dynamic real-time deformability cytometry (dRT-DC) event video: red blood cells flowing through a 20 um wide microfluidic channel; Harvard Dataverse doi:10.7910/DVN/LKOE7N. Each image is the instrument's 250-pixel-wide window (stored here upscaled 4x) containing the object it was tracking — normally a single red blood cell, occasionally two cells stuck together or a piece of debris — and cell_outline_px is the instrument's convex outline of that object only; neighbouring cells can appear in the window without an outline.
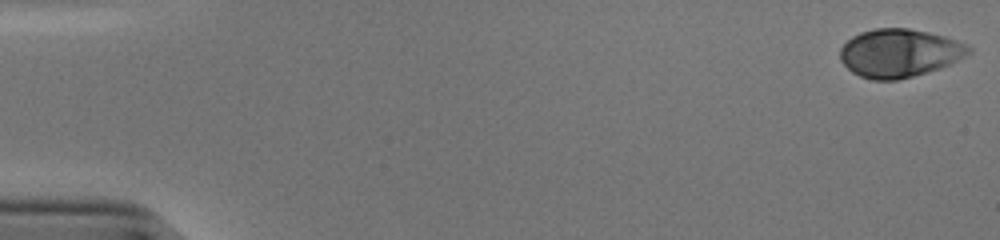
{"species": "human", "species_latin": "Homo sapiens", "temperature_condition": "cold", "stored_images_in_passage": 45, "camera_frame_rate_fps": 3000, "um_per_image_px": 0.085, "donor": {"sex": "male"}, "frame": {"image": 1, "passage_image": 1, "time_ms": 0.0, "image_size_px": [1000, 240], "cell_outline_px": [[972, 52], [940, 68], [928, 72], [896, 80], [872, 80], [860, 76], [852, 72], [840, 60], [840, 48], [852, 36], [860, 32], [876, 28], [908, 28], [928, 32], [944, 36], [956, 40], [972, 48]], "centroid_in_image_um": [76.42, 4.51], "position_along_channel_um": 8.6, "area_um2": 35.95}}
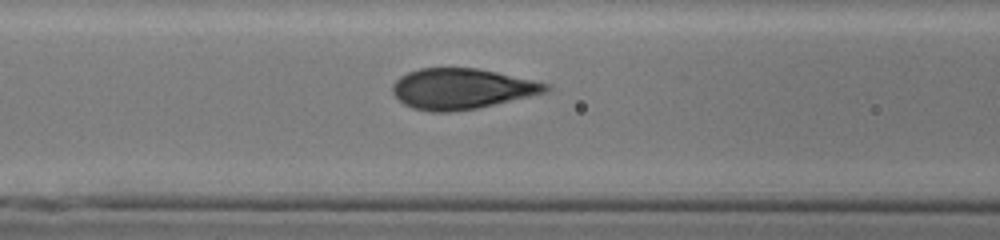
{"frame": {"image": 2, "passage_image": 23, "time_ms": 7.333, "image_size_px": [1000, 240], "cell_outline_px": [[552, 88], [548, 92], [476, 108], [448, 112], [432, 112], [412, 108], [404, 104], [392, 92], [392, 84], [400, 76], [408, 72], [420, 68], [476, 68], [496, 72], [532, 80], [548, 84]], "centroid_in_image_um": [39.22, 7.54], "position_along_channel_um": 127.4, "area_um2": 36.01}}
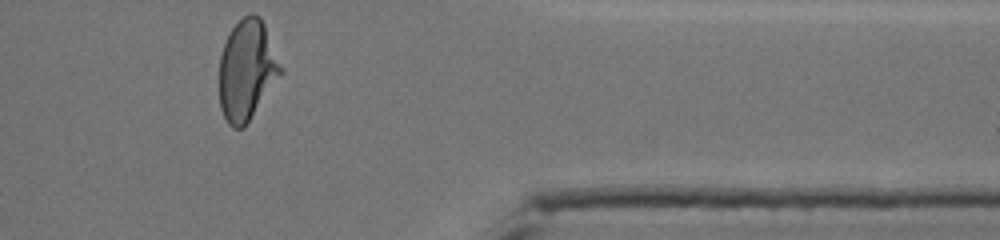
{"frame": {"image": 3, "passage_image": 45, "time_ms": 14.667, "image_size_px": [1000, 240], "cell_outline_px": [[284, 72], [244, 128], [232, 128], [228, 124], [220, 108], [220, 56], [224, 44], [232, 28], [244, 16], [252, 12], [260, 16], [264, 24], [284, 68]], "centroid_in_image_um": [21.02, 5.97], "position_along_channel_um": 390.4, "area_um2": 36.07}, "authors_computed_cell_mechanics": {"area_um2": 36.125, "velocity_mm_per_s": 3.8274, "shape_relaxation_time_tau1_ms": 3.8141, "shape_relaxation_time_tau2_ms": null, "deformation_change_tau1": 0.1994, "deformation_change_tau2": null}}